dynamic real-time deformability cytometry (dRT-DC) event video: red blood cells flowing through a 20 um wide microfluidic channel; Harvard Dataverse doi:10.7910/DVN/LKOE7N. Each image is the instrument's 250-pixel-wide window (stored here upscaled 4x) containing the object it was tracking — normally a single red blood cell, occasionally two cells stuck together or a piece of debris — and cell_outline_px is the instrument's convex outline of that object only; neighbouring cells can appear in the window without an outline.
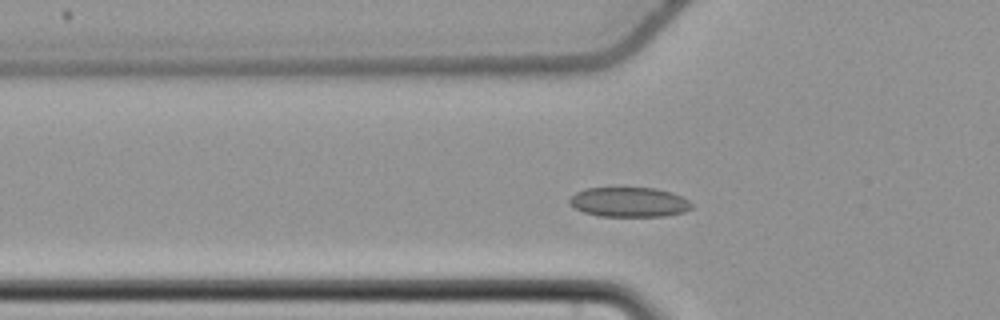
{"species": "common noctule bat (a hibernating species)", "species_latin": "Nyctalus noctula", "temperature_condition": "cold", "stored_images_in_passage": 51, "camera_frame_rate_fps": 3000, "um_per_image_px": 0.085, "animal": {"sex": "female", "body_mass_g": 22.7, "forearm_length_mm": 54.2}, "frame": {"image": 1, "passage_image": 13, "time_ms": 4.0, "image_size_px": [1000, 320], "cell_outline_px": [[692, 208], [684, 212], [664, 216], [600, 216], [584, 212], [568, 204], [568, 200], [576, 192], [584, 188], [656, 188], [672, 192], [688, 200], [692, 204]], "centroid_in_image_um": [53.47, 17.18], "position_along_channel_um": 72.3, "area_um2": 21.15}}
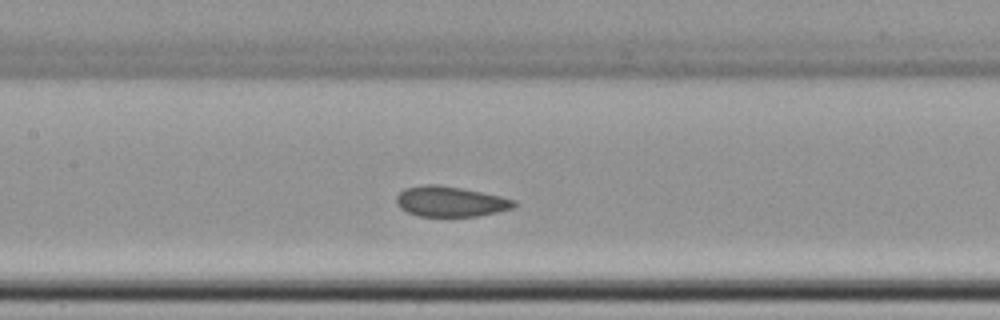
{"frame": {"image": 2, "passage_image": 21, "time_ms": 6.667, "image_size_px": [1000, 320], "cell_outline_px": [[516, 204], [512, 208], [496, 212], [476, 216], [420, 216], [408, 212], [400, 208], [396, 204], [396, 196], [404, 188], [428, 184], [436, 184], [460, 188], [500, 196], [516, 200]], "centroid_in_image_um": [38.25, 17.13], "position_along_channel_um": 169.1, "area_um2": 20.58}}
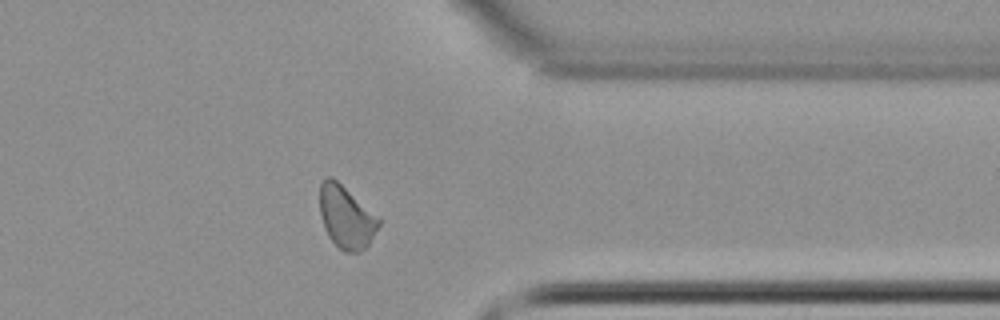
{"frame": {"image": 3, "passage_image": 39, "time_ms": 12.667, "image_size_px": [1000, 320], "cell_outline_px": [[384, 220], [368, 244], [360, 252], [344, 252], [328, 236], [324, 228], [320, 212], [320, 184], [328, 176], [332, 176]], "centroid_in_image_um": [29.46, 18.44], "position_along_channel_um": 381.9, "area_um2": 21.68}, "authors_computed_cell_mechanics": {"area_um2": 21.5016, "velocity_mm_per_s": 3.6732, "shape_relaxation_time_tau1_ms": null, "shape_relaxation_time_tau2_ms": 1.6833, "deformation_change_tau1": null, "deformation_change_tau2": 0.0423}}